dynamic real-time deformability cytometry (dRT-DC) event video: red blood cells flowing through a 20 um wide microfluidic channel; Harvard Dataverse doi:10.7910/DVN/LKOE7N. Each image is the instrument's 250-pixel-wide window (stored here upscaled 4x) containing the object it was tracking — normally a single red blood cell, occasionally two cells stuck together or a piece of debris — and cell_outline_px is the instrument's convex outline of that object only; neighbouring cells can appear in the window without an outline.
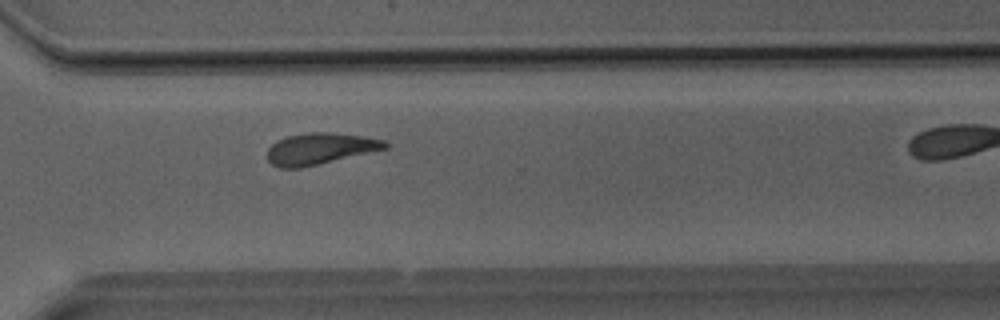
{"species": "Egyptian fruit bat (a non-hibernating species)", "species_latin": "Rousettus aegyptiacus", "temperature_condition": "room temperature", "stored_images_in_passage": 24, "camera_frame_rate_fps": 3000, "um_per_image_px": 0.085, "animal": {"sex": "male"}, "frame": {"image": 1, "passage_image": 21, "time_ms": 6.667, "image_size_px": [1000, 320], "cell_outline_px": [[388, 148], [300, 168], [280, 168], [272, 164], [268, 160], [268, 148], [276, 140], [288, 136], [312, 132], [332, 132], [364, 136], [384, 140], [388, 144]], "centroid_in_image_um": [27.19, 12.63], "position_along_channel_um": 343.4, "area_um2": 21.39}}